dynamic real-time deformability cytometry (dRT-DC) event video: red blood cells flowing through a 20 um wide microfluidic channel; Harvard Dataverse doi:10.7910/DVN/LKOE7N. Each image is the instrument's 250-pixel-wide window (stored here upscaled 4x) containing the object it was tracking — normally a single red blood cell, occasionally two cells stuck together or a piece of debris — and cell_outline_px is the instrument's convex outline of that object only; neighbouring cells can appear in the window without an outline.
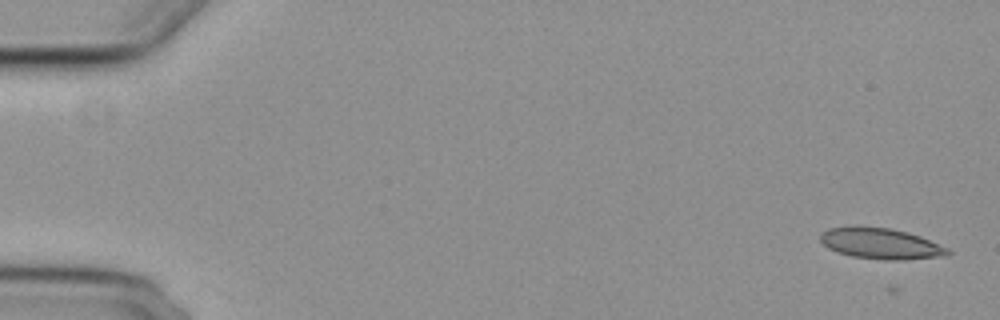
{"species": "common noctule bat (a hibernating species)", "species_latin": "Nyctalus noctula", "temperature_condition": "cold", "stored_images_in_passage": 16, "camera_frame_rate_fps": 3000, "um_per_image_px": 0.085, "animal": {"sex": "female", "body_mass_g": 29.2, "forearm_length_mm": 56.3}, "frame": {"image": 1, "passage_image": 3, "time_ms": 0.667, "image_size_px": [1000, 320], "cell_outline_px": [[952, 252], [944, 256], [904, 260], [884, 260], [852, 256], [836, 252], [828, 248], [820, 240], [820, 236], [828, 228], [856, 224], [888, 228], [920, 236], [948, 248]], "centroid_in_image_um": [74.83, 20.69], "position_along_channel_um": 10.2, "area_um2": 23.18}}
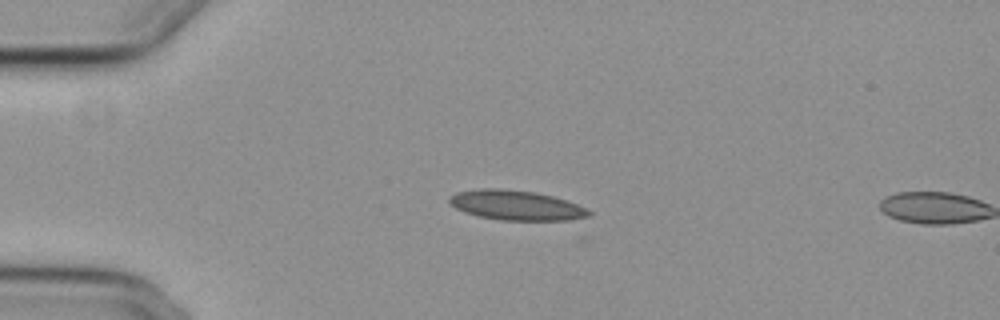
{"frame": {"image": 2, "passage_image": 15, "time_ms": 4.667, "image_size_px": [1000, 320], "cell_outline_px": [[592, 212], [588, 216], [580, 220], [500, 220], [480, 216], [464, 212], [448, 204], [448, 200], [456, 192], [476, 188], [500, 188], [536, 192], [552, 196], [576, 204]], "centroid_in_image_um": [43.85, 17.44], "position_along_channel_um": 41.2, "area_um2": 24.28}}